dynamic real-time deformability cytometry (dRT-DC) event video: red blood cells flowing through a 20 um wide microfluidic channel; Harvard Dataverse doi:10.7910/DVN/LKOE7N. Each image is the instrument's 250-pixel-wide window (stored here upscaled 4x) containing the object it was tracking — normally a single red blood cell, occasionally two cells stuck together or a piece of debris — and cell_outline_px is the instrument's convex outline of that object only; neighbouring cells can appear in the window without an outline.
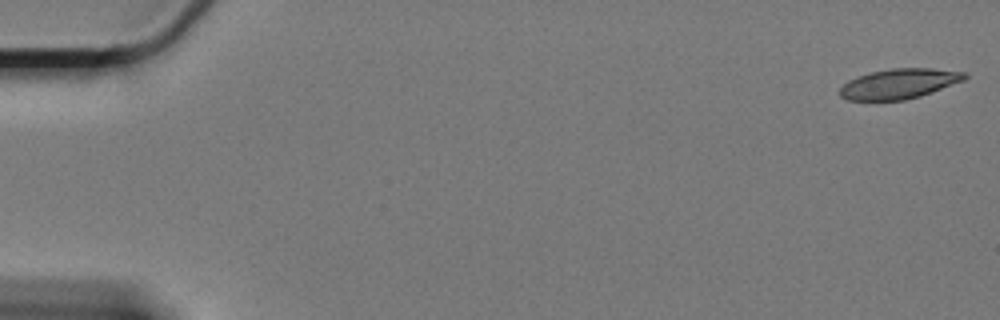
{"species": "Egyptian fruit bat (a non-hibernating species)", "species_latin": "Rousettus aegyptiacus", "temperature_condition": "cold", "stored_images_in_passage": 11, "camera_frame_rate_fps": 3000, "um_per_image_px": 0.085, "animal": {"sex": "female"}, "frame": {"image": 1, "passage_image": 1, "time_ms": 0.0, "image_size_px": [1000, 320], "cell_outline_px": [[968, 76], [964, 80], [932, 92], [920, 96], [904, 100], [848, 100], [840, 96], [840, 88], [848, 80], [872, 72], [892, 68], [932, 68], [964, 72]], "centroid_in_image_um": [76.43, 7.12], "position_along_channel_um": 8.6, "area_um2": 21.62}}